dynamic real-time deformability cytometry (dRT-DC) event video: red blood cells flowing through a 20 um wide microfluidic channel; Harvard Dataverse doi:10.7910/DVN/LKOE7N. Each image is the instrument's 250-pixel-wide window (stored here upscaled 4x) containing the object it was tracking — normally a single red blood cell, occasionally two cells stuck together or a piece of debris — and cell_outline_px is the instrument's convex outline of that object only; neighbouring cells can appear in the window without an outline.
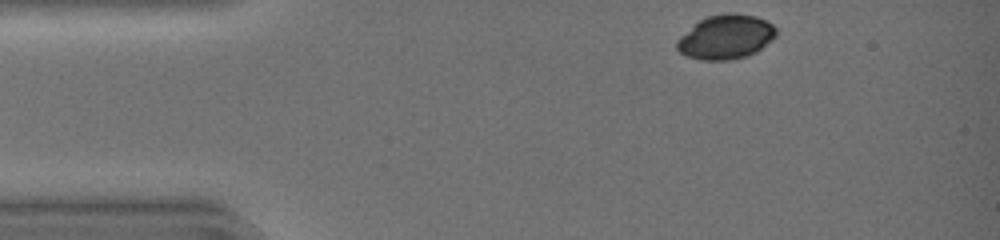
{"species": "common noctule bat (a hibernating species)", "species_latin": "Nyctalus noctula", "temperature_condition": "warm", "stored_images_in_passage": 29, "camera_frame_rate_fps": 3000, "um_per_image_px": 0.085, "animal": {"sex": "female", "body_mass_g": 19.0, "forearm_length_mm": 51.5}, "frame": {"image": 1, "passage_image": 1, "time_ms": 0.0, "image_size_px": [1000, 240], "cell_outline_px": [[776, 36], [772, 40], [756, 52], [744, 56], [728, 60], [700, 60], [688, 56], [680, 52], [676, 48], [676, 40], [680, 36], [700, 20], [708, 16], [724, 12], [736, 12], [756, 16], [772, 24], [776, 28]], "centroid_in_image_um": [61.7, 3.13], "position_along_channel_um": 23.3, "area_um2": 25.61}}
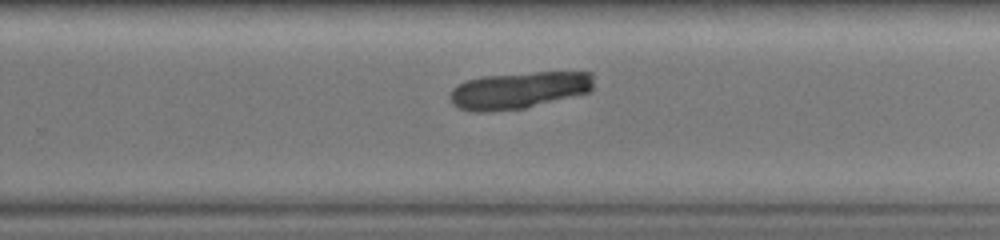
{"frame": {"image": 2, "passage_image": 24, "time_ms": 7.667, "image_size_px": [1000, 240], "cell_outline_px": [[592, 88], [588, 92], [524, 108], [488, 112], [476, 112], [456, 108], [452, 104], [448, 96], [452, 88], [468, 80], [480, 76], [536, 72], [592, 72]], "centroid_in_image_um": [44.03, 7.67], "position_along_channel_um": 285.8, "area_um2": 30.81}}
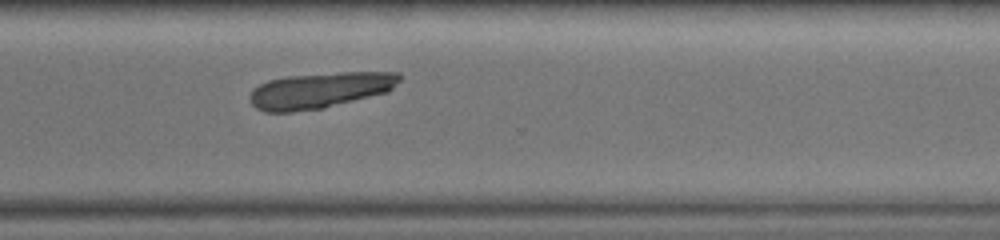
{"frame": {"image": 3, "passage_image": 28, "time_ms": 9.0, "image_size_px": [1000, 240], "cell_outline_px": [[404, 76], [388, 92], [324, 108], [292, 112], [264, 112], [256, 108], [248, 100], [248, 96], [260, 84], [268, 80], [288, 76], [340, 72], [400, 72]], "centroid_in_image_um": [27.21, 7.67], "position_along_channel_um": 343.4, "area_um2": 31.44}}